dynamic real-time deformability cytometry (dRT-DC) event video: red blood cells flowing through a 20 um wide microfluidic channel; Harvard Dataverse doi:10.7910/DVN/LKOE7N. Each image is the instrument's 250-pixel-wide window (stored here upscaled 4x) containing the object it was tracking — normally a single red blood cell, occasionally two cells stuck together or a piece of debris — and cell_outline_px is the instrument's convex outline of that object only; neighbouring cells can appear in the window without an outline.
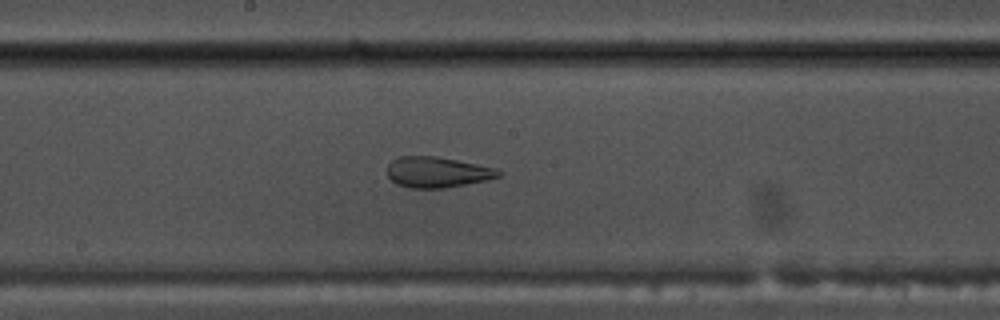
{"species": "common noctule bat (a hibernating species)", "species_latin": "Nyctalus noctula", "temperature_condition": "warm", "stored_images_in_passage": 53, "camera_frame_rate_fps": 3000, "um_per_image_px": 0.085, "animal": {"sex": "male", "body_mass_g": 17.5, "forearm_length_mm": 52.3}, "frame": {"image": 1, "passage_image": 28, "time_ms": 9.0, "image_size_px": [1000, 320], "cell_outline_px": [[500, 176], [488, 180], [444, 188], [408, 188], [396, 184], [388, 176], [388, 164], [392, 160], [400, 156], [436, 156], [476, 164], [492, 168], [500, 172]], "centroid_in_image_um": [37.12, 14.64], "position_along_channel_um": 211.1, "area_um2": 19.71}}
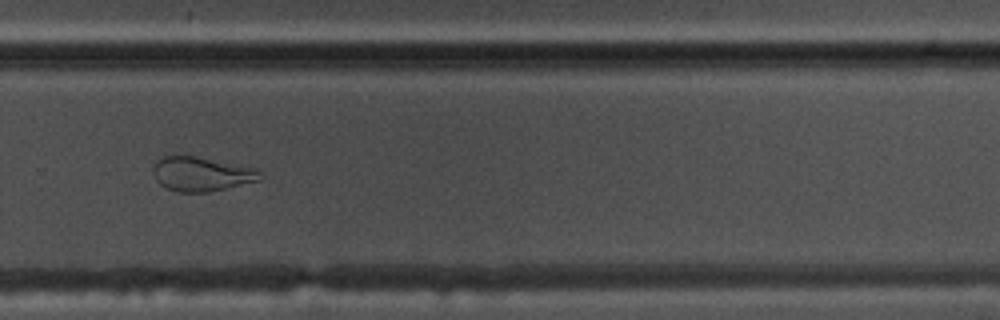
{"frame": {"image": 2, "passage_image": 36, "time_ms": 11.667, "image_size_px": [1000, 320], "cell_outline_px": [[264, 176], [260, 180], [208, 192], [180, 192], [164, 188], [156, 180], [152, 172], [152, 168], [164, 156], [196, 156], [256, 168]], "centroid_in_image_um": [17.13, 14.8], "position_along_channel_um": 312.7, "area_um2": 21.27}}
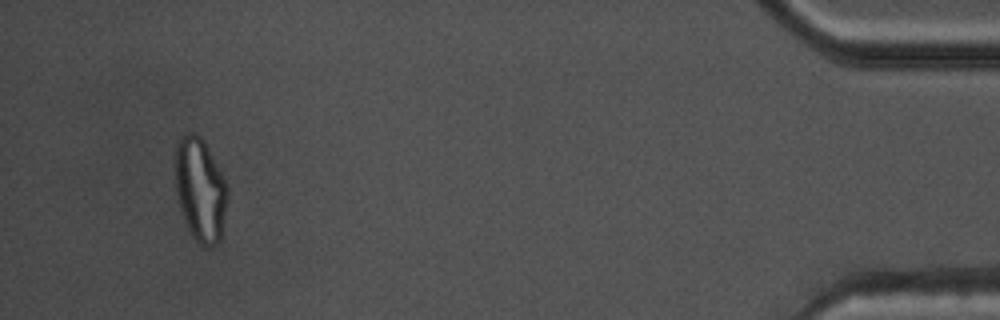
{"frame": {"image": 3, "passage_image": 50, "time_ms": 16.333, "image_size_px": [1000, 320], "cell_outline_px": [[228, 200], [220, 240], [212, 248], [208, 248], [200, 244], [192, 236], [188, 228], [180, 208], [176, 192], [176, 144], [180, 136], [184, 132], [196, 132], [204, 140], [228, 188]], "centroid_in_image_um": [17.02, 16.12], "position_along_channel_um": 418.2, "area_um2": 31.5}, "authors_computed_cell_mechanics": {"area_um2": 27.5128, "velocity_mm_per_s": 3.8167, "shape_relaxation_time_tau1_ms": null, "shape_relaxation_time_tau2_ms": 1.257, "deformation_change_tau1": null, "deformation_change_tau2": 0.0868}}